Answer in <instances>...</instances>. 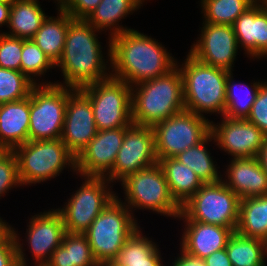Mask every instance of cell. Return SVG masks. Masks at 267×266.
Wrapping results in <instances>:
<instances>
[{
	"instance_id": "cell-47",
	"label": "cell",
	"mask_w": 267,
	"mask_h": 266,
	"mask_svg": "<svg viewBox=\"0 0 267 266\" xmlns=\"http://www.w3.org/2000/svg\"><path fill=\"white\" fill-rule=\"evenodd\" d=\"M9 150L2 144L0 143V159L3 158Z\"/></svg>"
},
{
	"instance_id": "cell-50",
	"label": "cell",
	"mask_w": 267,
	"mask_h": 266,
	"mask_svg": "<svg viewBox=\"0 0 267 266\" xmlns=\"http://www.w3.org/2000/svg\"><path fill=\"white\" fill-rule=\"evenodd\" d=\"M267 9V0H258Z\"/></svg>"
},
{
	"instance_id": "cell-10",
	"label": "cell",
	"mask_w": 267,
	"mask_h": 266,
	"mask_svg": "<svg viewBox=\"0 0 267 266\" xmlns=\"http://www.w3.org/2000/svg\"><path fill=\"white\" fill-rule=\"evenodd\" d=\"M74 90L57 84L35 85L31 89L29 140L61 138L68 96Z\"/></svg>"
},
{
	"instance_id": "cell-8",
	"label": "cell",
	"mask_w": 267,
	"mask_h": 266,
	"mask_svg": "<svg viewBox=\"0 0 267 266\" xmlns=\"http://www.w3.org/2000/svg\"><path fill=\"white\" fill-rule=\"evenodd\" d=\"M121 182L126 198L123 203L131 212L136 208L175 219L180 215L181 207L172 198L159 163L130 174Z\"/></svg>"
},
{
	"instance_id": "cell-18",
	"label": "cell",
	"mask_w": 267,
	"mask_h": 266,
	"mask_svg": "<svg viewBox=\"0 0 267 266\" xmlns=\"http://www.w3.org/2000/svg\"><path fill=\"white\" fill-rule=\"evenodd\" d=\"M28 223L26 241L35 260L33 264H47L66 233L62 215L57 209H51L32 216Z\"/></svg>"
},
{
	"instance_id": "cell-28",
	"label": "cell",
	"mask_w": 267,
	"mask_h": 266,
	"mask_svg": "<svg viewBox=\"0 0 267 266\" xmlns=\"http://www.w3.org/2000/svg\"><path fill=\"white\" fill-rule=\"evenodd\" d=\"M46 17L38 0H17L11 5L10 31L3 33L11 37L32 39Z\"/></svg>"
},
{
	"instance_id": "cell-33",
	"label": "cell",
	"mask_w": 267,
	"mask_h": 266,
	"mask_svg": "<svg viewBox=\"0 0 267 266\" xmlns=\"http://www.w3.org/2000/svg\"><path fill=\"white\" fill-rule=\"evenodd\" d=\"M257 0H201L203 23L233 26Z\"/></svg>"
},
{
	"instance_id": "cell-35",
	"label": "cell",
	"mask_w": 267,
	"mask_h": 266,
	"mask_svg": "<svg viewBox=\"0 0 267 266\" xmlns=\"http://www.w3.org/2000/svg\"><path fill=\"white\" fill-rule=\"evenodd\" d=\"M34 86L21 71L0 67V104L27 98Z\"/></svg>"
},
{
	"instance_id": "cell-4",
	"label": "cell",
	"mask_w": 267,
	"mask_h": 266,
	"mask_svg": "<svg viewBox=\"0 0 267 266\" xmlns=\"http://www.w3.org/2000/svg\"><path fill=\"white\" fill-rule=\"evenodd\" d=\"M179 68L183 80L185 110L204 116L215 113L223 117L226 103V80L230 72L205 65L189 53Z\"/></svg>"
},
{
	"instance_id": "cell-14",
	"label": "cell",
	"mask_w": 267,
	"mask_h": 266,
	"mask_svg": "<svg viewBox=\"0 0 267 266\" xmlns=\"http://www.w3.org/2000/svg\"><path fill=\"white\" fill-rule=\"evenodd\" d=\"M203 24L199 40L188 53L205 65L232 72L239 49L233 26Z\"/></svg>"
},
{
	"instance_id": "cell-32",
	"label": "cell",
	"mask_w": 267,
	"mask_h": 266,
	"mask_svg": "<svg viewBox=\"0 0 267 266\" xmlns=\"http://www.w3.org/2000/svg\"><path fill=\"white\" fill-rule=\"evenodd\" d=\"M215 140L210 133L202 142L181 152L174 158L192 169L201 181L206 183H216L222 180V176L218 173L217 165L212 159V156L206 145L208 142Z\"/></svg>"
},
{
	"instance_id": "cell-5",
	"label": "cell",
	"mask_w": 267,
	"mask_h": 266,
	"mask_svg": "<svg viewBox=\"0 0 267 266\" xmlns=\"http://www.w3.org/2000/svg\"><path fill=\"white\" fill-rule=\"evenodd\" d=\"M121 201L116 196L84 233L99 266L112 262L140 227L131 210Z\"/></svg>"
},
{
	"instance_id": "cell-49",
	"label": "cell",
	"mask_w": 267,
	"mask_h": 266,
	"mask_svg": "<svg viewBox=\"0 0 267 266\" xmlns=\"http://www.w3.org/2000/svg\"><path fill=\"white\" fill-rule=\"evenodd\" d=\"M100 266H120V265H116L113 262H107V263H104V264H102Z\"/></svg>"
},
{
	"instance_id": "cell-39",
	"label": "cell",
	"mask_w": 267,
	"mask_h": 266,
	"mask_svg": "<svg viewBox=\"0 0 267 266\" xmlns=\"http://www.w3.org/2000/svg\"><path fill=\"white\" fill-rule=\"evenodd\" d=\"M101 0H59L57 6L74 19H86Z\"/></svg>"
},
{
	"instance_id": "cell-12",
	"label": "cell",
	"mask_w": 267,
	"mask_h": 266,
	"mask_svg": "<svg viewBox=\"0 0 267 266\" xmlns=\"http://www.w3.org/2000/svg\"><path fill=\"white\" fill-rule=\"evenodd\" d=\"M158 161L174 158L202 142L211 133V121L204 116L184 110L153 127Z\"/></svg>"
},
{
	"instance_id": "cell-45",
	"label": "cell",
	"mask_w": 267,
	"mask_h": 266,
	"mask_svg": "<svg viewBox=\"0 0 267 266\" xmlns=\"http://www.w3.org/2000/svg\"><path fill=\"white\" fill-rule=\"evenodd\" d=\"M11 5L0 2V27L9 24Z\"/></svg>"
},
{
	"instance_id": "cell-34",
	"label": "cell",
	"mask_w": 267,
	"mask_h": 266,
	"mask_svg": "<svg viewBox=\"0 0 267 266\" xmlns=\"http://www.w3.org/2000/svg\"><path fill=\"white\" fill-rule=\"evenodd\" d=\"M21 55L20 71L30 79L35 85H51L53 82L49 81L38 83L35 79L37 76L40 78L48 70L55 68L56 66L45 55V53L36 45L33 39H23V49ZM35 77V78H34Z\"/></svg>"
},
{
	"instance_id": "cell-46",
	"label": "cell",
	"mask_w": 267,
	"mask_h": 266,
	"mask_svg": "<svg viewBox=\"0 0 267 266\" xmlns=\"http://www.w3.org/2000/svg\"><path fill=\"white\" fill-rule=\"evenodd\" d=\"M0 217V241L3 240L10 232L11 225L8 222H4Z\"/></svg>"
},
{
	"instance_id": "cell-22",
	"label": "cell",
	"mask_w": 267,
	"mask_h": 266,
	"mask_svg": "<svg viewBox=\"0 0 267 266\" xmlns=\"http://www.w3.org/2000/svg\"><path fill=\"white\" fill-rule=\"evenodd\" d=\"M30 95L22 100L0 104V143L9 151L29 140Z\"/></svg>"
},
{
	"instance_id": "cell-25",
	"label": "cell",
	"mask_w": 267,
	"mask_h": 266,
	"mask_svg": "<svg viewBox=\"0 0 267 266\" xmlns=\"http://www.w3.org/2000/svg\"><path fill=\"white\" fill-rule=\"evenodd\" d=\"M169 192L181 207L204 184L197 174L175 158L160 159Z\"/></svg>"
},
{
	"instance_id": "cell-16",
	"label": "cell",
	"mask_w": 267,
	"mask_h": 266,
	"mask_svg": "<svg viewBox=\"0 0 267 266\" xmlns=\"http://www.w3.org/2000/svg\"><path fill=\"white\" fill-rule=\"evenodd\" d=\"M97 131L89 98L80 89H75L68 96L61 140L77 157Z\"/></svg>"
},
{
	"instance_id": "cell-17",
	"label": "cell",
	"mask_w": 267,
	"mask_h": 266,
	"mask_svg": "<svg viewBox=\"0 0 267 266\" xmlns=\"http://www.w3.org/2000/svg\"><path fill=\"white\" fill-rule=\"evenodd\" d=\"M128 127L97 131L95 137L76 157V174L106 176L113 168Z\"/></svg>"
},
{
	"instance_id": "cell-19",
	"label": "cell",
	"mask_w": 267,
	"mask_h": 266,
	"mask_svg": "<svg viewBox=\"0 0 267 266\" xmlns=\"http://www.w3.org/2000/svg\"><path fill=\"white\" fill-rule=\"evenodd\" d=\"M239 48L249 58L267 57V9L257 0L233 24Z\"/></svg>"
},
{
	"instance_id": "cell-2",
	"label": "cell",
	"mask_w": 267,
	"mask_h": 266,
	"mask_svg": "<svg viewBox=\"0 0 267 266\" xmlns=\"http://www.w3.org/2000/svg\"><path fill=\"white\" fill-rule=\"evenodd\" d=\"M96 32L101 31L85 19H73L70 22L62 57L55 65L61 68L64 83L56 81L54 84L80 89L111 77V61L105 62L107 59L103 56Z\"/></svg>"
},
{
	"instance_id": "cell-31",
	"label": "cell",
	"mask_w": 267,
	"mask_h": 266,
	"mask_svg": "<svg viewBox=\"0 0 267 266\" xmlns=\"http://www.w3.org/2000/svg\"><path fill=\"white\" fill-rule=\"evenodd\" d=\"M225 249L232 266H266L267 242L261 239L244 237L234 232Z\"/></svg>"
},
{
	"instance_id": "cell-24",
	"label": "cell",
	"mask_w": 267,
	"mask_h": 266,
	"mask_svg": "<svg viewBox=\"0 0 267 266\" xmlns=\"http://www.w3.org/2000/svg\"><path fill=\"white\" fill-rule=\"evenodd\" d=\"M57 9L59 12L58 16H47L32 38L54 65L62 57L68 27L74 19L59 7Z\"/></svg>"
},
{
	"instance_id": "cell-38",
	"label": "cell",
	"mask_w": 267,
	"mask_h": 266,
	"mask_svg": "<svg viewBox=\"0 0 267 266\" xmlns=\"http://www.w3.org/2000/svg\"><path fill=\"white\" fill-rule=\"evenodd\" d=\"M255 124L267 136V82L259 89L257 98L252 105L251 112L246 119Z\"/></svg>"
},
{
	"instance_id": "cell-41",
	"label": "cell",
	"mask_w": 267,
	"mask_h": 266,
	"mask_svg": "<svg viewBox=\"0 0 267 266\" xmlns=\"http://www.w3.org/2000/svg\"><path fill=\"white\" fill-rule=\"evenodd\" d=\"M181 254L172 262L171 266H206L204 259L190 255L185 252L182 248Z\"/></svg>"
},
{
	"instance_id": "cell-15",
	"label": "cell",
	"mask_w": 267,
	"mask_h": 266,
	"mask_svg": "<svg viewBox=\"0 0 267 266\" xmlns=\"http://www.w3.org/2000/svg\"><path fill=\"white\" fill-rule=\"evenodd\" d=\"M220 123L211 121V133L219 149L233 158L257 157L266 135L255 124L224 116Z\"/></svg>"
},
{
	"instance_id": "cell-1",
	"label": "cell",
	"mask_w": 267,
	"mask_h": 266,
	"mask_svg": "<svg viewBox=\"0 0 267 266\" xmlns=\"http://www.w3.org/2000/svg\"><path fill=\"white\" fill-rule=\"evenodd\" d=\"M107 59L111 76L131 87L170 72L177 61L156 39L131 29L111 37Z\"/></svg>"
},
{
	"instance_id": "cell-9",
	"label": "cell",
	"mask_w": 267,
	"mask_h": 266,
	"mask_svg": "<svg viewBox=\"0 0 267 266\" xmlns=\"http://www.w3.org/2000/svg\"><path fill=\"white\" fill-rule=\"evenodd\" d=\"M80 90L89 98L98 131L132 124V92L126 82L109 77Z\"/></svg>"
},
{
	"instance_id": "cell-27",
	"label": "cell",
	"mask_w": 267,
	"mask_h": 266,
	"mask_svg": "<svg viewBox=\"0 0 267 266\" xmlns=\"http://www.w3.org/2000/svg\"><path fill=\"white\" fill-rule=\"evenodd\" d=\"M235 232L244 237L267 242V195L240 200L239 218Z\"/></svg>"
},
{
	"instance_id": "cell-48",
	"label": "cell",
	"mask_w": 267,
	"mask_h": 266,
	"mask_svg": "<svg viewBox=\"0 0 267 266\" xmlns=\"http://www.w3.org/2000/svg\"><path fill=\"white\" fill-rule=\"evenodd\" d=\"M17 0H0L1 3H5L8 5H12L13 3H15Z\"/></svg>"
},
{
	"instance_id": "cell-43",
	"label": "cell",
	"mask_w": 267,
	"mask_h": 266,
	"mask_svg": "<svg viewBox=\"0 0 267 266\" xmlns=\"http://www.w3.org/2000/svg\"><path fill=\"white\" fill-rule=\"evenodd\" d=\"M11 232L13 234L15 243H16V247H17V260H18V265L19 266H28L26 257H25V253L23 252V243H20V241H22L18 236L19 234L17 233V231L14 230L13 227H11ZM20 239V240H19ZM34 266H47L46 264H41V265H35Z\"/></svg>"
},
{
	"instance_id": "cell-42",
	"label": "cell",
	"mask_w": 267,
	"mask_h": 266,
	"mask_svg": "<svg viewBox=\"0 0 267 266\" xmlns=\"http://www.w3.org/2000/svg\"><path fill=\"white\" fill-rule=\"evenodd\" d=\"M206 266H232L226 249L213 252L204 259Z\"/></svg>"
},
{
	"instance_id": "cell-11",
	"label": "cell",
	"mask_w": 267,
	"mask_h": 266,
	"mask_svg": "<svg viewBox=\"0 0 267 266\" xmlns=\"http://www.w3.org/2000/svg\"><path fill=\"white\" fill-rule=\"evenodd\" d=\"M84 182L61 209L65 231L84 234L95 218L117 196L104 176H83ZM109 187V188H108Z\"/></svg>"
},
{
	"instance_id": "cell-21",
	"label": "cell",
	"mask_w": 267,
	"mask_h": 266,
	"mask_svg": "<svg viewBox=\"0 0 267 266\" xmlns=\"http://www.w3.org/2000/svg\"><path fill=\"white\" fill-rule=\"evenodd\" d=\"M185 228L180 248L190 255L205 259L213 252L226 248L229 237L234 233L230 228L197 221H184Z\"/></svg>"
},
{
	"instance_id": "cell-37",
	"label": "cell",
	"mask_w": 267,
	"mask_h": 266,
	"mask_svg": "<svg viewBox=\"0 0 267 266\" xmlns=\"http://www.w3.org/2000/svg\"><path fill=\"white\" fill-rule=\"evenodd\" d=\"M22 186L19 178L18 160L13 151L0 159V197L13 187Z\"/></svg>"
},
{
	"instance_id": "cell-26",
	"label": "cell",
	"mask_w": 267,
	"mask_h": 266,
	"mask_svg": "<svg viewBox=\"0 0 267 266\" xmlns=\"http://www.w3.org/2000/svg\"><path fill=\"white\" fill-rule=\"evenodd\" d=\"M140 227L124 243L112 261L120 266H165L156 244L143 235ZM147 237V238H146Z\"/></svg>"
},
{
	"instance_id": "cell-13",
	"label": "cell",
	"mask_w": 267,
	"mask_h": 266,
	"mask_svg": "<svg viewBox=\"0 0 267 266\" xmlns=\"http://www.w3.org/2000/svg\"><path fill=\"white\" fill-rule=\"evenodd\" d=\"M156 163L158 158L153 128L132 123L125 130L122 146L117 153L113 168L105 177L111 185Z\"/></svg>"
},
{
	"instance_id": "cell-44",
	"label": "cell",
	"mask_w": 267,
	"mask_h": 266,
	"mask_svg": "<svg viewBox=\"0 0 267 266\" xmlns=\"http://www.w3.org/2000/svg\"><path fill=\"white\" fill-rule=\"evenodd\" d=\"M258 161L267 175V136L257 155Z\"/></svg>"
},
{
	"instance_id": "cell-20",
	"label": "cell",
	"mask_w": 267,
	"mask_h": 266,
	"mask_svg": "<svg viewBox=\"0 0 267 266\" xmlns=\"http://www.w3.org/2000/svg\"><path fill=\"white\" fill-rule=\"evenodd\" d=\"M231 159L225 171V178L228 180L222 179L221 181L232 189L240 199L267 195V175L258 158Z\"/></svg>"
},
{
	"instance_id": "cell-36",
	"label": "cell",
	"mask_w": 267,
	"mask_h": 266,
	"mask_svg": "<svg viewBox=\"0 0 267 266\" xmlns=\"http://www.w3.org/2000/svg\"><path fill=\"white\" fill-rule=\"evenodd\" d=\"M23 39L0 33V67L20 71Z\"/></svg>"
},
{
	"instance_id": "cell-3",
	"label": "cell",
	"mask_w": 267,
	"mask_h": 266,
	"mask_svg": "<svg viewBox=\"0 0 267 266\" xmlns=\"http://www.w3.org/2000/svg\"><path fill=\"white\" fill-rule=\"evenodd\" d=\"M178 63L167 74L131 87L133 124L153 127L185 110L181 64Z\"/></svg>"
},
{
	"instance_id": "cell-29",
	"label": "cell",
	"mask_w": 267,
	"mask_h": 266,
	"mask_svg": "<svg viewBox=\"0 0 267 266\" xmlns=\"http://www.w3.org/2000/svg\"><path fill=\"white\" fill-rule=\"evenodd\" d=\"M47 266H99L85 234L66 232Z\"/></svg>"
},
{
	"instance_id": "cell-30",
	"label": "cell",
	"mask_w": 267,
	"mask_h": 266,
	"mask_svg": "<svg viewBox=\"0 0 267 266\" xmlns=\"http://www.w3.org/2000/svg\"><path fill=\"white\" fill-rule=\"evenodd\" d=\"M232 74L230 72L226 80V103L223 116L229 119H247L257 98L260 86L265 81L259 80L260 82H255L254 80L251 83L252 85L249 86L245 83H235Z\"/></svg>"
},
{
	"instance_id": "cell-23",
	"label": "cell",
	"mask_w": 267,
	"mask_h": 266,
	"mask_svg": "<svg viewBox=\"0 0 267 266\" xmlns=\"http://www.w3.org/2000/svg\"><path fill=\"white\" fill-rule=\"evenodd\" d=\"M143 3V0H101L85 20L101 32L109 29L108 39H110L126 30H131L123 25L119 26V22L140 9Z\"/></svg>"
},
{
	"instance_id": "cell-7",
	"label": "cell",
	"mask_w": 267,
	"mask_h": 266,
	"mask_svg": "<svg viewBox=\"0 0 267 266\" xmlns=\"http://www.w3.org/2000/svg\"><path fill=\"white\" fill-rule=\"evenodd\" d=\"M240 200V197L222 181L206 183L181 206L178 218L183 221L219 225L235 232Z\"/></svg>"
},
{
	"instance_id": "cell-6",
	"label": "cell",
	"mask_w": 267,
	"mask_h": 266,
	"mask_svg": "<svg viewBox=\"0 0 267 266\" xmlns=\"http://www.w3.org/2000/svg\"><path fill=\"white\" fill-rule=\"evenodd\" d=\"M13 152L18 160L19 178L22 185L46 182L59 176L64 167L76 172V157L59 139L28 140Z\"/></svg>"
},
{
	"instance_id": "cell-40",
	"label": "cell",
	"mask_w": 267,
	"mask_h": 266,
	"mask_svg": "<svg viewBox=\"0 0 267 266\" xmlns=\"http://www.w3.org/2000/svg\"><path fill=\"white\" fill-rule=\"evenodd\" d=\"M0 266H19L17 247L12 232L0 241Z\"/></svg>"
}]
</instances>
